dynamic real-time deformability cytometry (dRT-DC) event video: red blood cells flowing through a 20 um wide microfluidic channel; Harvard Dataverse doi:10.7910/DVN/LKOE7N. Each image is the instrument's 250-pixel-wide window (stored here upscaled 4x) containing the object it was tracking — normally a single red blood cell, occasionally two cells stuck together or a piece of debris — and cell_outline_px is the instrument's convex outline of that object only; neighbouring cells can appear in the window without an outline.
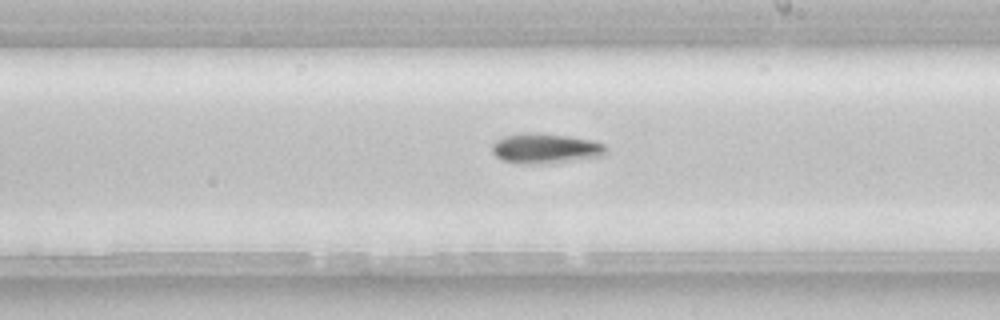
{"species": "common noctule bat (a hibernating species)", "species_latin": "Nyctalus noctula", "temperature_condition": "room temperature", "stored_images_in_passage": 40, "camera_frame_rate_fps": 3000, "um_per_image_px": 0.085, "animal": {"sex": "female", "body_mass_g": 22.7, "forearm_length_mm": 54.2}, "frame": {"image": 1, "passage_image": 23, "time_ms": 7.333, "image_size_px": [1000, 320], "cell_outline_px": [[608, 152], [604, 156], [540, 164], [516, 164], [500, 160], [492, 152], [492, 144], [496, 140], [504, 136], [568, 136], [592, 140], [604, 144], [608, 148]], "centroid_in_image_um": [46.4, 12.68], "position_along_channel_um": 242.6, "area_um2": 19.19}, "authors_computed_cell_mechanics": {"area_um2": 18.7272, "velocity_mm_per_s": 3.9229, "shape_relaxation_time_tau1_ms": 3.6166, "shape_relaxation_time_tau2_ms": null, "deformation_change_tau1": 0.1131, "deformation_change_tau2": null}}